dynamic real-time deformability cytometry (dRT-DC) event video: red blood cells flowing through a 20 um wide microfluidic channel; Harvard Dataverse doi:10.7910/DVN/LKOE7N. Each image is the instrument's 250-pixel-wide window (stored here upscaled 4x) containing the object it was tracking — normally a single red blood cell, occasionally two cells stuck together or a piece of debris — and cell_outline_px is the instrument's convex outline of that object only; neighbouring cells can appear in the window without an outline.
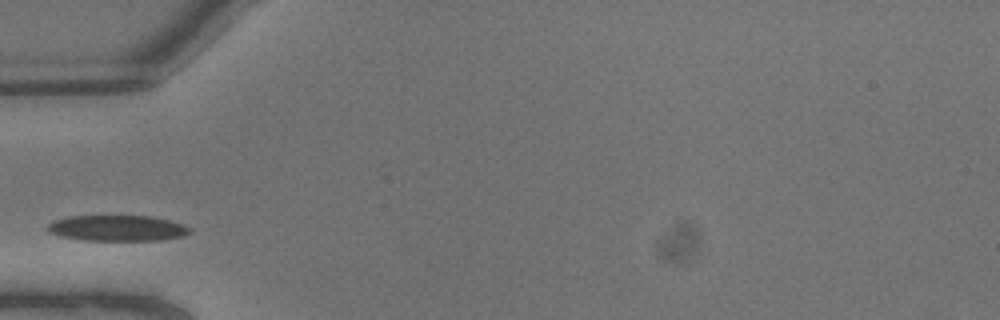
{"species": "common noctule bat (a hibernating species)", "species_latin": "Nyctalus noctula", "temperature_condition": "warm", "stored_images_in_passage": 4, "camera_frame_rate_fps": 3000, "um_per_image_px": 0.085, "animal": {"sex": "male", "body_mass_g": 13.3}, "frame": {"image": 1, "passage_image": 1, "time_ms": 0.0, "image_size_px": [1000, 320], "cell_outline_px": [[192, 232], [184, 236], [164, 240], [84, 240], [64, 236], [52, 232], [48, 228], [48, 224], [56, 220], [68, 216], [152, 216], [184, 224], [192, 228]], "centroid_in_image_um": [10.09, 19.39], "position_along_channel_um": 74.9, "area_um2": 21.21}}
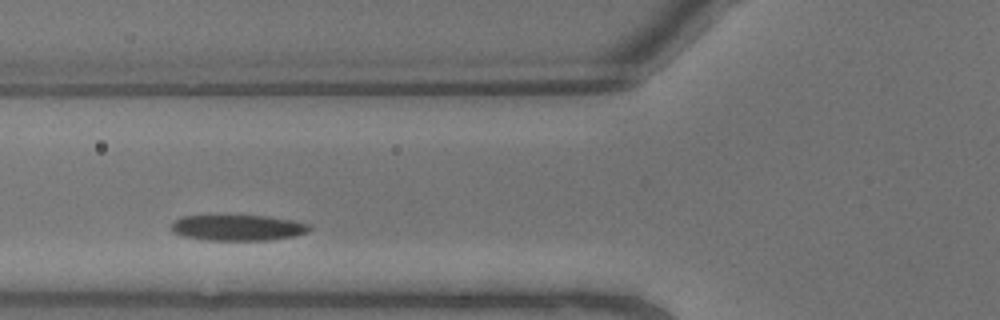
{"frame": {"image": 2, "passage_image": 2, "time_ms": 0.333, "image_size_px": [1000, 320], "cell_outline_px": [[312, 228], [308, 232], [296, 236], [272, 240], [208, 240], [184, 236], [172, 232], [168, 228], [180, 216], [268, 216], [292, 220], [312, 224]], "centroid_in_image_um": [20.26, 19.36], "position_along_channel_um": 105.5, "area_um2": 20.92}}
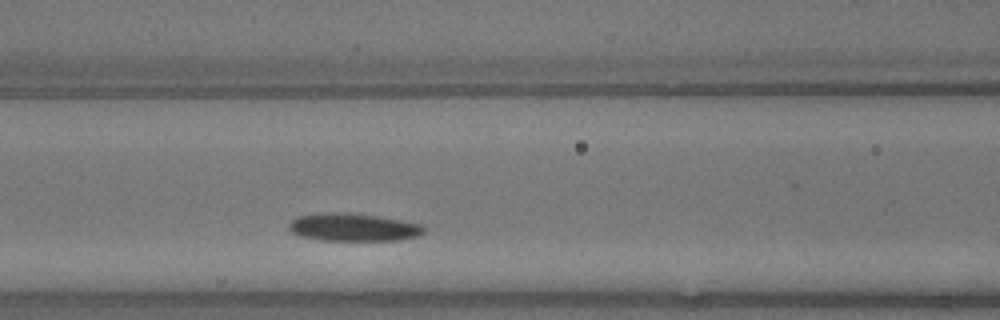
{"frame": {"image": 3, "passage_image": 3, "time_ms": 0.667, "image_size_px": [1000, 320], "cell_outline_px": [[424, 232], [416, 236], [400, 240], [320, 240], [300, 236], [292, 232], [288, 228], [288, 224], [296, 216], [324, 212], [340, 212], [376, 216], [400, 220], [420, 224], [424, 228]], "centroid_in_image_um": [29.97, 19.31], "position_along_channel_um": 136.6, "area_um2": 21.73}}